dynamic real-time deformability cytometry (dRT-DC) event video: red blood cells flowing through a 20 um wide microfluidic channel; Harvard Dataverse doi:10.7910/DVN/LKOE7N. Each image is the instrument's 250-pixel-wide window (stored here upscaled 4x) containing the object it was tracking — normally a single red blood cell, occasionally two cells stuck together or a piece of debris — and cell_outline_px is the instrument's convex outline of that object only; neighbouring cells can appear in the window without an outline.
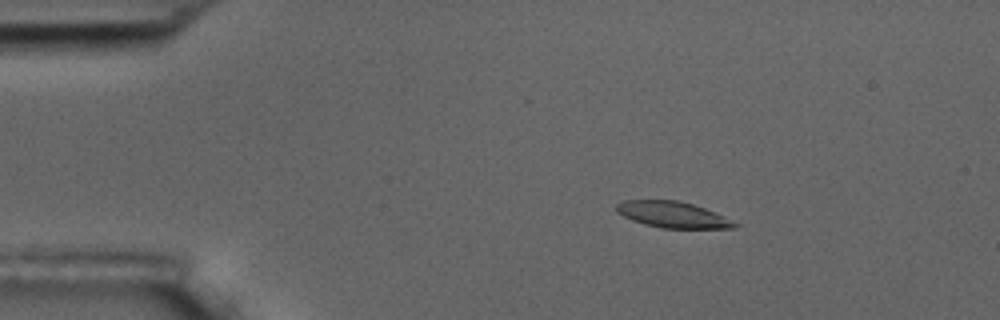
{"species": "common noctule bat (a hibernating species)", "species_latin": "Nyctalus noctula", "temperature_condition": "room temperature", "stored_images_in_passage": 5, "camera_frame_rate_fps": 3000, "um_per_image_px": 0.085, "animal": {"sex": "male", "body_mass_g": 17.5, "forearm_length_mm": 52.3}, "frame": {"image": 1, "passage_image": 3, "time_ms": 2.333, "image_size_px": [1000, 320], "cell_outline_px": [[740, 224], [736, 228], [664, 228], [644, 224], [632, 220], [616, 212], [616, 204], [624, 200], [680, 200], [704, 208], [724, 216]], "centroid_in_image_um": [57.18, 18.24], "position_along_channel_um": 27.8, "area_um2": 17.98}}